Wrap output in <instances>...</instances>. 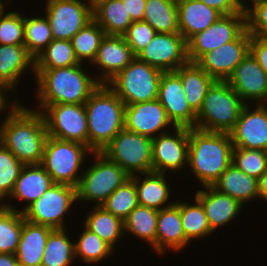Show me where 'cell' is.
Segmentation results:
<instances>
[{
	"label": "cell",
	"instance_id": "ee69618b",
	"mask_svg": "<svg viewBox=\"0 0 267 266\" xmlns=\"http://www.w3.org/2000/svg\"><path fill=\"white\" fill-rule=\"evenodd\" d=\"M232 163L240 171L258 179L267 170V153L264 150L233 147Z\"/></svg>",
	"mask_w": 267,
	"mask_h": 266
},
{
	"label": "cell",
	"instance_id": "ac0fdd59",
	"mask_svg": "<svg viewBox=\"0 0 267 266\" xmlns=\"http://www.w3.org/2000/svg\"><path fill=\"white\" fill-rule=\"evenodd\" d=\"M254 109V111H253ZM250 109L246 104L229 132L233 147L267 151V107L256 104Z\"/></svg>",
	"mask_w": 267,
	"mask_h": 266
},
{
	"label": "cell",
	"instance_id": "816d5d0a",
	"mask_svg": "<svg viewBox=\"0 0 267 266\" xmlns=\"http://www.w3.org/2000/svg\"><path fill=\"white\" fill-rule=\"evenodd\" d=\"M11 90H12V88L8 84L0 82V112H3V110L8 109V108L9 109H16L20 105V103H18L19 100H17L16 97L14 98L16 101L13 100L14 104H13V102L11 105L9 104L8 98L6 99V92L7 91L9 92Z\"/></svg>",
	"mask_w": 267,
	"mask_h": 266
},
{
	"label": "cell",
	"instance_id": "f35d334b",
	"mask_svg": "<svg viewBox=\"0 0 267 266\" xmlns=\"http://www.w3.org/2000/svg\"><path fill=\"white\" fill-rule=\"evenodd\" d=\"M104 36V30L94 20L73 36L72 47L80 63L84 61L92 63Z\"/></svg>",
	"mask_w": 267,
	"mask_h": 266
},
{
	"label": "cell",
	"instance_id": "11a10c76",
	"mask_svg": "<svg viewBox=\"0 0 267 266\" xmlns=\"http://www.w3.org/2000/svg\"><path fill=\"white\" fill-rule=\"evenodd\" d=\"M4 0H0V16L5 12V6H8L6 5L5 2H3Z\"/></svg>",
	"mask_w": 267,
	"mask_h": 266
},
{
	"label": "cell",
	"instance_id": "7dc6e473",
	"mask_svg": "<svg viewBox=\"0 0 267 266\" xmlns=\"http://www.w3.org/2000/svg\"><path fill=\"white\" fill-rule=\"evenodd\" d=\"M247 29L250 36L267 39V0H256L246 7Z\"/></svg>",
	"mask_w": 267,
	"mask_h": 266
},
{
	"label": "cell",
	"instance_id": "f5cc1de1",
	"mask_svg": "<svg viewBox=\"0 0 267 266\" xmlns=\"http://www.w3.org/2000/svg\"><path fill=\"white\" fill-rule=\"evenodd\" d=\"M259 197L267 201V170L258 178Z\"/></svg>",
	"mask_w": 267,
	"mask_h": 266
},
{
	"label": "cell",
	"instance_id": "1f68e13d",
	"mask_svg": "<svg viewBox=\"0 0 267 266\" xmlns=\"http://www.w3.org/2000/svg\"><path fill=\"white\" fill-rule=\"evenodd\" d=\"M94 206L93 210L87 213V217L84 218V227L97 234L114 250L118 239L122 240L125 234L124 221L105 211L101 206Z\"/></svg>",
	"mask_w": 267,
	"mask_h": 266
},
{
	"label": "cell",
	"instance_id": "8fae6325",
	"mask_svg": "<svg viewBox=\"0 0 267 266\" xmlns=\"http://www.w3.org/2000/svg\"><path fill=\"white\" fill-rule=\"evenodd\" d=\"M247 28L246 9L222 15L216 22L187 41L189 62L196 63L204 54L235 40Z\"/></svg>",
	"mask_w": 267,
	"mask_h": 266
},
{
	"label": "cell",
	"instance_id": "bcb514c9",
	"mask_svg": "<svg viewBox=\"0 0 267 266\" xmlns=\"http://www.w3.org/2000/svg\"><path fill=\"white\" fill-rule=\"evenodd\" d=\"M157 32L145 21H135L123 35L126 43L136 56L153 39Z\"/></svg>",
	"mask_w": 267,
	"mask_h": 266
},
{
	"label": "cell",
	"instance_id": "4fadbf2b",
	"mask_svg": "<svg viewBox=\"0 0 267 266\" xmlns=\"http://www.w3.org/2000/svg\"><path fill=\"white\" fill-rule=\"evenodd\" d=\"M86 2L83 0H47L44 6L45 16L49 20L53 39L71 40L77 32L93 20V4L90 0Z\"/></svg>",
	"mask_w": 267,
	"mask_h": 266
},
{
	"label": "cell",
	"instance_id": "d6986e66",
	"mask_svg": "<svg viewBox=\"0 0 267 266\" xmlns=\"http://www.w3.org/2000/svg\"><path fill=\"white\" fill-rule=\"evenodd\" d=\"M226 82L246 104L251 105V100L257 104L266 103L267 75L250 52L237 65Z\"/></svg>",
	"mask_w": 267,
	"mask_h": 266
},
{
	"label": "cell",
	"instance_id": "e575fe53",
	"mask_svg": "<svg viewBox=\"0 0 267 266\" xmlns=\"http://www.w3.org/2000/svg\"><path fill=\"white\" fill-rule=\"evenodd\" d=\"M65 229H53L45 245L41 266H70L75 257L73 241Z\"/></svg>",
	"mask_w": 267,
	"mask_h": 266
},
{
	"label": "cell",
	"instance_id": "f1b7e54d",
	"mask_svg": "<svg viewBox=\"0 0 267 266\" xmlns=\"http://www.w3.org/2000/svg\"><path fill=\"white\" fill-rule=\"evenodd\" d=\"M140 175L146 177L141 178ZM130 177L135 182L138 204L140 206L161 210L175 203L172 202L169 205L167 204L171 197L170 194L172 193L170 192L168 186L169 182L167 181L166 174L150 172L146 174H137Z\"/></svg>",
	"mask_w": 267,
	"mask_h": 266
},
{
	"label": "cell",
	"instance_id": "7a4b0ae2",
	"mask_svg": "<svg viewBox=\"0 0 267 266\" xmlns=\"http://www.w3.org/2000/svg\"><path fill=\"white\" fill-rule=\"evenodd\" d=\"M82 65L35 69L39 99L35 110L41 112L52 104H85L100 83L85 72Z\"/></svg>",
	"mask_w": 267,
	"mask_h": 266
},
{
	"label": "cell",
	"instance_id": "5b68a950",
	"mask_svg": "<svg viewBox=\"0 0 267 266\" xmlns=\"http://www.w3.org/2000/svg\"><path fill=\"white\" fill-rule=\"evenodd\" d=\"M246 103L226 81L216 80L208 89L197 113L196 129L229 133Z\"/></svg>",
	"mask_w": 267,
	"mask_h": 266
},
{
	"label": "cell",
	"instance_id": "d4e9b609",
	"mask_svg": "<svg viewBox=\"0 0 267 266\" xmlns=\"http://www.w3.org/2000/svg\"><path fill=\"white\" fill-rule=\"evenodd\" d=\"M53 184L54 181L41 164L24 165L9 198L27 201V205H24L23 209L19 210L23 212Z\"/></svg>",
	"mask_w": 267,
	"mask_h": 266
},
{
	"label": "cell",
	"instance_id": "cb8c5ba5",
	"mask_svg": "<svg viewBox=\"0 0 267 266\" xmlns=\"http://www.w3.org/2000/svg\"><path fill=\"white\" fill-rule=\"evenodd\" d=\"M179 33L188 41L216 22L222 14L198 0H177Z\"/></svg>",
	"mask_w": 267,
	"mask_h": 266
},
{
	"label": "cell",
	"instance_id": "83f0119b",
	"mask_svg": "<svg viewBox=\"0 0 267 266\" xmlns=\"http://www.w3.org/2000/svg\"><path fill=\"white\" fill-rule=\"evenodd\" d=\"M212 187L220 193L236 199L241 205L247 204L253 198L260 199L258 179L240 171L233 163L221 174Z\"/></svg>",
	"mask_w": 267,
	"mask_h": 266
},
{
	"label": "cell",
	"instance_id": "277c9868",
	"mask_svg": "<svg viewBox=\"0 0 267 266\" xmlns=\"http://www.w3.org/2000/svg\"><path fill=\"white\" fill-rule=\"evenodd\" d=\"M88 147L102 149L124 128L125 104L107 84H100L85 102Z\"/></svg>",
	"mask_w": 267,
	"mask_h": 266
},
{
	"label": "cell",
	"instance_id": "9a60e30c",
	"mask_svg": "<svg viewBox=\"0 0 267 266\" xmlns=\"http://www.w3.org/2000/svg\"><path fill=\"white\" fill-rule=\"evenodd\" d=\"M175 134L166 132L152 139L153 172L167 174L188 164L189 128L174 127Z\"/></svg>",
	"mask_w": 267,
	"mask_h": 266
},
{
	"label": "cell",
	"instance_id": "c3c4849f",
	"mask_svg": "<svg viewBox=\"0 0 267 266\" xmlns=\"http://www.w3.org/2000/svg\"><path fill=\"white\" fill-rule=\"evenodd\" d=\"M250 53L267 75V39L250 36Z\"/></svg>",
	"mask_w": 267,
	"mask_h": 266
},
{
	"label": "cell",
	"instance_id": "f907efd6",
	"mask_svg": "<svg viewBox=\"0 0 267 266\" xmlns=\"http://www.w3.org/2000/svg\"><path fill=\"white\" fill-rule=\"evenodd\" d=\"M133 22L143 21L146 0H122Z\"/></svg>",
	"mask_w": 267,
	"mask_h": 266
},
{
	"label": "cell",
	"instance_id": "7c38bea8",
	"mask_svg": "<svg viewBox=\"0 0 267 266\" xmlns=\"http://www.w3.org/2000/svg\"><path fill=\"white\" fill-rule=\"evenodd\" d=\"M48 136L88 146L85 104H52L41 111Z\"/></svg>",
	"mask_w": 267,
	"mask_h": 266
},
{
	"label": "cell",
	"instance_id": "ffe728a7",
	"mask_svg": "<svg viewBox=\"0 0 267 266\" xmlns=\"http://www.w3.org/2000/svg\"><path fill=\"white\" fill-rule=\"evenodd\" d=\"M171 124L158 99L125 105L124 128L129 131L153 139L168 132Z\"/></svg>",
	"mask_w": 267,
	"mask_h": 266
},
{
	"label": "cell",
	"instance_id": "4316f807",
	"mask_svg": "<svg viewBox=\"0 0 267 266\" xmlns=\"http://www.w3.org/2000/svg\"><path fill=\"white\" fill-rule=\"evenodd\" d=\"M31 69L35 75V58L25 45L0 44V82L8 84L12 89L26 70Z\"/></svg>",
	"mask_w": 267,
	"mask_h": 266
},
{
	"label": "cell",
	"instance_id": "52a82bcc",
	"mask_svg": "<svg viewBox=\"0 0 267 266\" xmlns=\"http://www.w3.org/2000/svg\"><path fill=\"white\" fill-rule=\"evenodd\" d=\"M95 163L81 171L76 187L77 201L93 202L100 206L130 175L101 152H92Z\"/></svg>",
	"mask_w": 267,
	"mask_h": 266
},
{
	"label": "cell",
	"instance_id": "9c48e42d",
	"mask_svg": "<svg viewBox=\"0 0 267 266\" xmlns=\"http://www.w3.org/2000/svg\"><path fill=\"white\" fill-rule=\"evenodd\" d=\"M130 176L153 172L152 139L123 128L101 151Z\"/></svg>",
	"mask_w": 267,
	"mask_h": 266
},
{
	"label": "cell",
	"instance_id": "3957f363",
	"mask_svg": "<svg viewBox=\"0 0 267 266\" xmlns=\"http://www.w3.org/2000/svg\"><path fill=\"white\" fill-rule=\"evenodd\" d=\"M229 133L189 128L188 166L202 187L213 186L232 163Z\"/></svg>",
	"mask_w": 267,
	"mask_h": 266
},
{
	"label": "cell",
	"instance_id": "836d02e7",
	"mask_svg": "<svg viewBox=\"0 0 267 266\" xmlns=\"http://www.w3.org/2000/svg\"><path fill=\"white\" fill-rule=\"evenodd\" d=\"M158 210L138 205L124 220V232L149 243L156 253Z\"/></svg>",
	"mask_w": 267,
	"mask_h": 266
},
{
	"label": "cell",
	"instance_id": "7402d4cb",
	"mask_svg": "<svg viewBox=\"0 0 267 266\" xmlns=\"http://www.w3.org/2000/svg\"><path fill=\"white\" fill-rule=\"evenodd\" d=\"M189 242L183 229L179 202L158 210L156 253L164 255L166 249L178 252L188 246Z\"/></svg>",
	"mask_w": 267,
	"mask_h": 266
},
{
	"label": "cell",
	"instance_id": "5bb4252c",
	"mask_svg": "<svg viewBox=\"0 0 267 266\" xmlns=\"http://www.w3.org/2000/svg\"><path fill=\"white\" fill-rule=\"evenodd\" d=\"M136 57L163 72L175 71L189 62L187 41L180 33H156Z\"/></svg>",
	"mask_w": 267,
	"mask_h": 266
},
{
	"label": "cell",
	"instance_id": "30bf717a",
	"mask_svg": "<svg viewBox=\"0 0 267 266\" xmlns=\"http://www.w3.org/2000/svg\"><path fill=\"white\" fill-rule=\"evenodd\" d=\"M75 202H78L75 187L54 183L22 213L28 222L53 229H65L63 219Z\"/></svg>",
	"mask_w": 267,
	"mask_h": 266
},
{
	"label": "cell",
	"instance_id": "44dd1931",
	"mask_svg": "<svg viewBox=\"0 0 267 266\" xmlns=\"http://www.w3.org/2000/svg\"><path fill=\"white\" fill-rule=\"evenodd\" d=\"M123 36L106 35L102 38L95 59L91 64L98 66L100 84H107L125 69L135 58ZM102 69V70H100Z\"/></svg>",
	"mask_w": 267,
	"mask_h": 266
},
{
	"label": "cell",
	"instance_id": "8d00e7d4",
	"mask_svg": "<svg viewBox=\"0 0 267 266\" xmlns=\"http://www.w3.org/2000/svg\"><path fill=\"white\" fill-rule=\"evenodd\" d=\"M80 64L71 40L53 39L35 58V69H56Z\"/></svg>",
	"mask_w": 267,
	"mask_h": 266
},
{
	"label": "cell",
	"instance_id": "603a6c76",
	"mask_svg": "<svg viewBox=\"0 0 267 266\" xmlns=\"http://www.w3.org/2000/svg\"><path fill=\"white\" fill-rule=\"evenodd\" d=\"M196 192L197 199L203 206L210 227L213 231L229 224L239 215L242 206L236 199L220 193L212 186L203 187Z\"/></svg>",
	"mask_w": 267,
	"mask_h": 266
},
{
	"label": "cell",
	"instance_id": "b9f144b4",
	"mask_svg": "<svg viewBox=\"0 0 267 266\" xmlns=\"http://www.w3.org/2000/svg\"><path fill=\"white\" fill-rule=\"evenodd\" d=\"M78 239L76 243H74L75 257L81 258L83 263L97 264L103 259H106V257L108 259L114 252V250L97 234L91 232L86 227Z\"/></svg>",
	"mask_w": 267,
	"mask_h": 266
},
{
	"label": "cell",
	"instance_id": "f6af8a7d",
	"mask_svg": "<svg viewBox=\"0 0 267 266\" xmlns=\"http://www.w3.org/2000/svg\"><path fill=\"white\" fill-rule=\"evenodd\" d=\"M0 44L24 45V16L17 11L0 16Z\"/></svg>",
	"mask_w": 267,
	"mask_h": 266
},
{
	"label": "cell",
	"instance_id": "2e32d148",
	"mask_svg": "<svg viewBox=\"0 0 267 266\" xmlns=\"http://www.w3.org/2000/svg\"><path fill=\"white\" fill-rule=\"evenodd\" d=\"M250 52V34L246 28L235 40L204 54L196 63L215 80L226 81Z\"/></svg>",
	"mask_w": 267,
	"mask_h": 266
},
{
	"label": "cell",
	"instance_id": "d590c367",
	"mask_svg": "<svg viewBox=\"0 0 267 266\" xmlns=\"http://www.w3.org/2000/svg\"><path fill=\"white\" fill-rule=\"evenodd\" d=\"M11 205L0 206V253L15 254L22 233L24 215Z\"/></svg>",
	"mask_w": 267,
	"mask_h": 266
},
{
	"label": "cell",
	"instance_id": "d6a6232c",
	"mask_svg": "<svg viewBox=\"0 0 267 266\" xmlns=\"http://www.w3.org/2000/svg\"><path fill=\"white\" fill-rule=\"evenodd\" d=\"M143 21L157 33H179L177 0H146Z\"/></svg>",
	"mask_w": 267,
	"mask_h": 266
},
{
	"label": "cell",
	"instance_id": "484cf974",
	"mask_svg": "<svg viewBox=\"0 0 267 266\" xmlns=\"http://www.w3.org/2000/svg\"><path fill=\"white\" fill-rule=\"evenodd\" d=\"M53 228L23 219L22 233L15 253L19 266H41L48 236Z\"/></svg>",
	"mask_w": 267,
	"mask_h": 266
},
{
	"label": "cell",
	"instance_id": "db71d44e",
	"mask_svg": "<svg viewBox=\"0 0 267 266\" xmlns=\"http://www.w3.org/2000/svg\"><path fill=\"white\" fill-rule=\"evenodd\" d=\"M0 266H19L16 255L0 253Z\"/></svg>",
	"mask_w": 267,
	"mask_h": 266
},
{
	"label": "cell",
	"instance_id": "8992f818",
	"mask_svg": "<svg viewBox=\"0 0 267 266\" xmlns=\"http://www.w3.org/2000/svg\"><path fill=\"white\" fill-rule=\"evenodd\" d=\"M92 150L79 142L63 141L48 136L41 165L54 183L77 187L85 156Z\"/></svg>",
	"mask_w": 267,
	"mask_h": 266
},
{
	"label": "cell",
	"instance_id": "4dcf8cb0",
	"mask_svg": "<svg viewBox=\"0 0 267 266\" xmlns=\"http://www.w3.org/2000/svg\"><path fill=\"white\" fill-rule=\"evenodd\" d=\"M174 72L180 77L188 105L197 114L208 89L216 80L193 62L180 66Z\"/></svg>",
	"mask_w": 267,
	"mask_h": 266
},
{
	"label": "cell",
	"instance_id": "ab89813d",
	"mask_svg": "<svg viewBox=\"0 0 267 266\" xmlns=\"http://www.w3.org/2000/svg\"><path fill=\"white\" fill-rule=\"evenodd\" d=\"M53 40L51 26L46 16L24 17V45L36 58Z\"/></svg>",
	"mask_w": 267,
	"mask_h": 266
},
{
	"label": "cell",
	"instance_id": "60d3db41",
	"mask_svg": "<svg viewBox=\"0 0 267 266\" xmlns=\"http://www.w3.org/2000/svg\"><path fill=\"white\" fill-rule=\"evenodd\" d=\"M138 197L134 180L130 177L120 185L100 206L107 212L122 219L137 207Z\"/></svg>",
	"mask_w": 267,
	"mask_h": 266
},
{
	"label": "cell",
	"instance_id": "9f6ffc18",
	"mask_svg": "<svg viewBox=\"0 0 267 266\" xmlns=\"http://www.w3.org/2000/svg\"><path fill=\"white\" fill-rule=\"evenodd\" d=\"M238 1H239L240 5L243 7V9H246V6H247L246 2L247 1H245V0H238ZM248 1H250V0H248ZM254 1H256V0H251L250 2L253 3Z\"/></svg>",
	"mask_w": 267,
	"mask_h": 266
},
{
	"label": "cell",
	"instance_id": "681fc988",
	"mask_svg": "<svg viewBox=\"0 0 267 266\" xmlns=\"http://www.w3.org/2000/svg\"><path fill=\"white\" fill-rule=\"evenodd\" d=\"M207 6L214 8L222 15H231L243 11V7L238 0H198Z\"/></svg>",
	"mask_w": 267,
	"mask_h": 266
},
{
	"label": "cell",
	"instance_id": "e0dca14e",
	"mask_svg": "<svg viewBox=\"0 0 267 266\" xmlns=\"http://www.w3.org/2000/svg\"><path fill=\"white\" fill-rule=\"evenodd\" d=\"M157 99L164 107L173 128H195L197 114L188 105L180 77L174 71L162 73Z\"/></svg>",
	"mask_w": 267,
	"mask_h": 266
},
{
	"label": "cell",
	"instance_id": "ba28073f",
	"mask_svg": "<svg viewBox=\"0 0 267 266\" xmlns=\"http://www.w3.org/2000/svg\"><path fill=\"white\" fill-rule=\"evenodd\" d=\"M163 71L135 57L107 85L125 105L158 98Z\"/></svg>",
	"mask_w": 267,
	"mask_h": 266
},
{
	"label": "cell",
	"instance_id": "7bdbcfd3",
	"mask_svg": "<svg viewBox=\"0 0 267 266\" xmlns=\"http://www.w3.org/2000/svg\"><path fill=\"white\" fill-rule=\"evenodd\" d=\"M23 167L24 164L0 142V206H5V199L12 193Z\"/></svg>",
	"mask_w": 267,
	"mask_h": 266
},
{
	"label": "cell",
	"instance_id": "6da1fadb",
	"mask_svg": "<svg viewBox=\"0 0 267 266\" xmlns=\"http://www.w3.org/2000/svg\"><path fill=\"white\" fill-rule=\"evenodd\" d=\"M20 104L0 124V142L24 165L41 164L48 138L44 117Z\"/></svg>",
	"mask_w": 267,
	"mask_h": 266
},
{
	"label": "cell",
	"instance_id": "f546056e",
	"mask_svg": "<svg viewBox=\"0 0 267 266\" xmlns=\"http://www.w3.org/2000/svg\"><path fill=\"white\" fill-rule=\"evenodd\" d=\"M93 20L106 35L123 36L133 23L122 0H97L93 3Z\"/></svg>",
	"mask_w": 267,
	"mask_h": 266
},
{
	"label": "cell",
	"instance_id": "74e56055",
	"mask_svg": "<svg viewBox=\"0 0 267 266\" xmlns=\"http://www.w3.org/2000/svg\"><path fill=\"white\" fill-rule=\"evenodd\" d=\"M194 200L196 201L194 204L179 202L183 229L189 241L205 239L206 236L208 237L214 233L202 204L197 199Z\"/></svg>",
	"mask_w": 267,
	"mask_h": 266
}]
</instances>
